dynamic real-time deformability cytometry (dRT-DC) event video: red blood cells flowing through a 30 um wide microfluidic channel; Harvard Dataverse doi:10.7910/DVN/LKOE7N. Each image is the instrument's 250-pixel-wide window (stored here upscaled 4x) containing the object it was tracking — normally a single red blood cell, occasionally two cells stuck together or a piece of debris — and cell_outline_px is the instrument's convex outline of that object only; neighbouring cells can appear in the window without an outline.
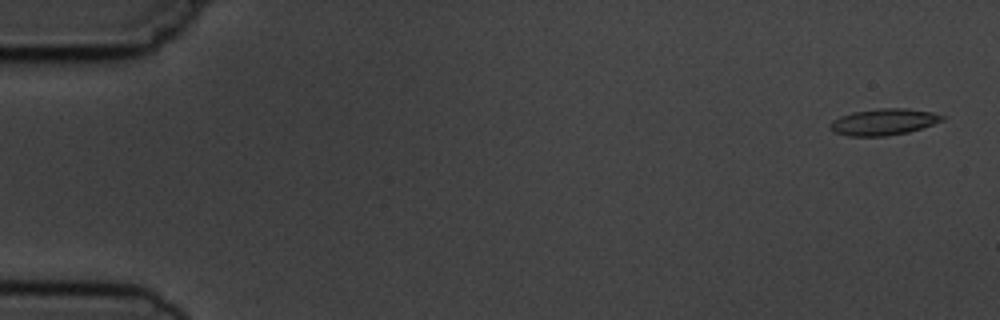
{"species": "common noctule bat (a hibernating species)", "species_latin": "Nyctalus noctula", "temperature_condition": "cold", "stored_images_in_passage": 5, "camera_frame_rate_fps": 3000, "um_per_image_px": 0.085, "animal": {"sex": "male", "body_mass_g": 19.5, "forearm_length_mm": 54.6}, "frame": {"image": 1, "passage_image": 1, "time_ms": 0.0, "image_size_px": [1000, 320], "cell_outline_px": [[948, 116], [944, 120], [908, 132], [884, 136], [848, 136], [832, 132], [828, 128], [828, 124], [832, 120], [840, 116], [852, 112], [880, 108], [908, 108], [932, 112]], "centroid_in_image_um": [75.07, 10.36], "position_along_channel_um": 9.9, "area_um2": 17.46}}